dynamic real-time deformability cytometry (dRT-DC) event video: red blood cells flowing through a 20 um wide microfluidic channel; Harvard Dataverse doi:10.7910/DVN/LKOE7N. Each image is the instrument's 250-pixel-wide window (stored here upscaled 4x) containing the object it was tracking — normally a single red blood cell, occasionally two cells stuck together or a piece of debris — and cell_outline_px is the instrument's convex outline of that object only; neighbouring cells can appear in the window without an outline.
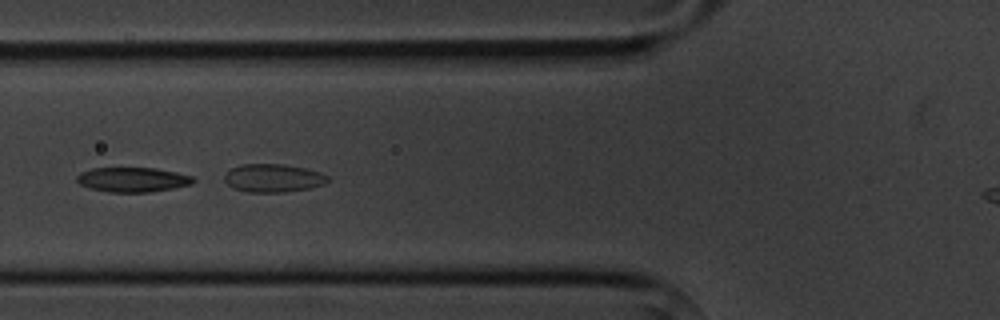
{"species": "common noctule bat (a hibernating species)", "species_latin": "Nyctalus noctula", "temperature_condition": "cold", "stored_images_in_passage": 8, "camera_frame_rate_fps": 3000, "um_per_image_px": 0.085, "animal": {"sex": "male", "body_mass_g": 20.1, "forearm_length_mm": 53.5}, "frame": {"image": 1, "passage_image": 5, "time_ms": 5.333, "image_size_px": [1000, 320], "cell_outline_px": [[196, 180], [192, 184], [152, 192], [108, 192], [92, 188], [80, 184], [76, 180], [76, 176], [80, 172], [92, 168], [156, 168], [176, 172], [192, 176]], "centroid_in_image_um": [11.28, 15.26], "position_along_channel_um": 114.5, "area_um2": 16.7}}
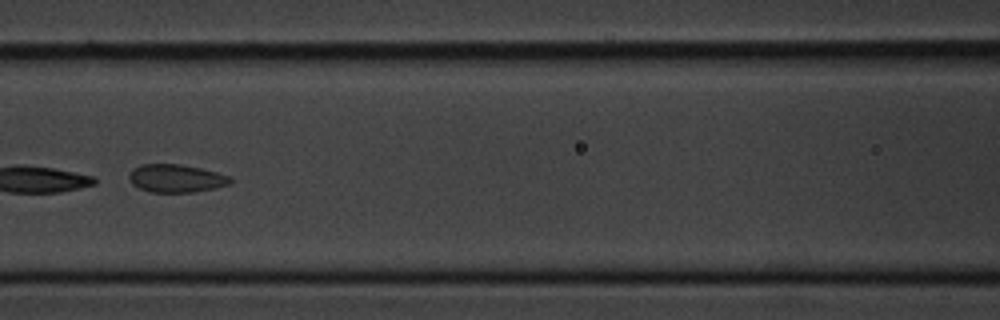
{"frame": {"image": 2, "passage_image": 6, "time_ms": 6.667, "image_size_px": [1000, 320], "cell_outline_px": [[232, 184], [216, 188], [196, 192], [148, 192], [132, 184], [128, 176], [132, 168], [140, 164], [180, 164], [200, 168], [216, 172], [228, 176], [232, 180]], "centroid_in_image_um": [14.96, 15.16], "position_along_channel_um": 151.6, "area_um2": 16.65}}
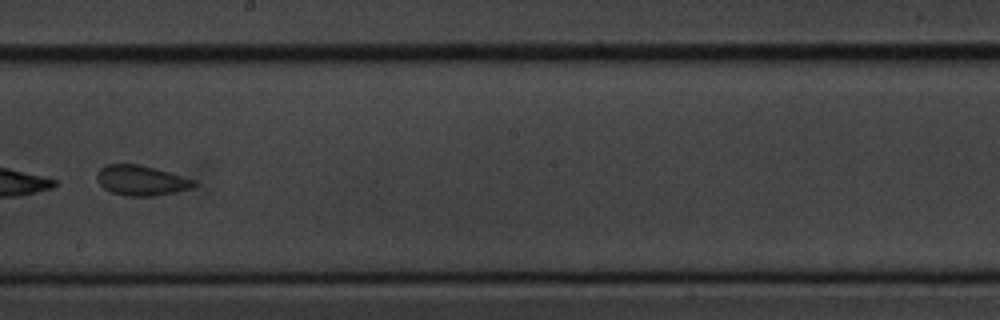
{"frame": {"image": 3, "passage_image": 8, "time_ms": 9.0, "image_size_px": [1000, 320], "cell_outline_px": [[196, 184], [188, 188], [176, 192], [156, 196], [124, 196], [112, 192], [104, 188], [96, 180], [96, 172], [104, 164], [140, 164], [156, 168], [196, 180]], "centroid_in_image_um": [11.96, 15.33], "position_along_channel_um": 236.2, "area_um2": 17.17}}